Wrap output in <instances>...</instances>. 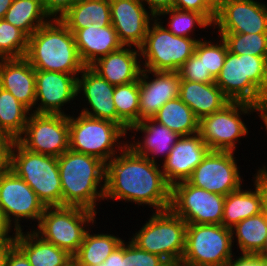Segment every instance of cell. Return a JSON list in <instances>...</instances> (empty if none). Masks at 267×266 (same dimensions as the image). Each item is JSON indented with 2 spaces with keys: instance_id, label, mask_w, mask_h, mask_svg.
Wrapping results in <instances>:
<instances>
[{
  "instance_id": "f907efd6",
  "label": "cell",
  "mask_w": 267,
  "mask_h": 266,
  "mask_svg": "<svg viewBox=\"0 0 267 266\" xmlns=\"http://www.w3.org/2000/svg\"><path fill=\"white\" fill-rule=\"evenodd\" d=\"M12 3L13 0H0V20L4 19L5 14Z\"/></svg>"
},
{
  "instance_id": "b9f144b4",
  "label": "cell",
  "mask_w": 267,
  "mask_h": 266,
  "mask_svg": "<svg viewBox=\"0 0 267 266\" xmlns=\"http://www.w3.org/2000/svg\"><path fill=\"white\" fill-rule=\"evenodd\" d=\"M173 8L198 12L212 25L215 21L216 10L207 2V0H174Z\"/></svg>"
},
{
  "instance_id": "8d00e7d4",
  "label": "cell",
  "mask_w": 267,
  "mask_h": 266,
  "mask_svg": "<svg viewBox=\"0 0 267 266\" xmlns=\"http://www.w3.org/2000/svg\"><path fill=\"white\" fill-rule=\"evenodd\" d=\"M28 36L19 28L0 20V59L25 57Z\"/></svg>"
},
{
  "instance_id": "e575fe53",
  "label": "cell",
  "mask_w": 267,
  "mask_h": 266,
  "mask_svg": "<svg viewBox=\"0 0 267 266\" xmlns=\"http://www.w3.org/2000/svg\"><path fill=\"white\" fill-rule=\"evenodd\" d=\"M113 102L117 115L129 126L139 122V79L125 85H115Z\"/></svg>"
},
{
  "instance_id": "f35d334b",
  "label": "cell",
  "mask_w": 267,
  "mask_h": 266,
  "mask_svg": "<svg viewBox=\"0 0 267 266\" xmlns=\"http://www.w3.org/2000/svg\"><path fill=\"white\" fill-rule=\"evenodd\" d=\"M220 40L221 44H218V42L213 44V42L199 39L195 47V53L203 58L206 71H209L214 79L219 76L228 52L225 41L222 37Z\"/></svg>"
},
{
  "instance_id": "836d02e7",
  "label": "cell",
  "mask_w": 267,
  "mask_h": 266,
  "mask_svg": "<svg viewBox=\"0 0 267 266\" xmlns=\"http://www.w3.org/2000/svg\"><path fill=\"white\" fill-rule=\"evenodd\" d=\"M9 91L0 87V132L14 140L22 136L31 113Z\"/></svg>"
},
{
  "instance_id": "277c9868",
  "label": "cell",
  "mask_w": 267,
  "mask_h": 266,
  "mask_svg": "<svg viewBox=\"0 0 267 266\" xmlns=\"http://www.w3.org/2000/svg\"><path fill=\"white\" fill-rule=\"evenodd\" d=\"M215 83L230 101L259 107L267 101V57L228 51Z\"/></svg>"
},
{
  "instance_id": "484cf974",
  "label": "cell",
  "mask_w": 267,
  "mask_h": 266,
  "mask_svg": "<svg viewBox=\"0 0 267 266\" xmlns=\"http://www.w3.org/2000/svg\"><path fill=\"white\" fill-rule=\"evenodd\" d=\"M129 130L143 132L145 136L142 142L133 141L134 143L127 145L135 153L146 157L154 163H156L157 160H155V157L157 155L159 156V153L160 155L162 154V156L164 155L166 159L172 150V147L180 137L176 132H173L163 124L155 121L153 118L143 119L132 125Z\"/></svg>"
},
{
  "instance_id": "f6af8a7d",
  "label": "cell",
  "mask_w": 267,
  "mask_h": 266,
  "mask_svg": "<svg viewBox=\"0 0 267 266\" xmlns=\"http://www.w3.org/2000/svg\"><path fill=\"white\" fill-rule=\"evenodd\" d=\"M241 256L228 262L227 266H267V260L258 255L240 254Z\"/></svg>"
},
{
  "instance_id": "7dc6e473",
  "label": "cell",
  "mask_w": 267,
  "mask_h": 266,
  "mask_svg": "<svg viewBox=\"0 0 267 266\" xmlns=\"http://www.w3.org/2000/svg\"><path fill=\"white\" fill-rule=\"evenodd\" d=\"M6 266H31L24 253L15 245L8 254Z\"/></svg>"
},
{
  "instance_id": "3957f363",
  "label": "cell",
  "mask_w": 267,
  "mask_h": 266,
  "mask_svg": "<svg viewBox=\"0 0 267 266\" xmlns=\"http://www.w3.org/2000/svg\"><path fill=\"white\" fill-rule=\"evenodd\" d=\"M52 20L28 37L25 58L35 70L78 76L85 65L80 60L74 34L59 19Z\"/></svg>"
},
{
  "instance_id": "bcb514c9",
  "label": "cell",
  "mask_w": 267,
  "mask_h": 266,
  "mask_svg": "<svg viewBox=\"0 0 267 266\" xmlns=\"http://www.w3.org/2000/svg\"><path fill=\"white\" fill-rule=\"evenodd\" d=\"M148 4L150 14L156 18L160 13L173 8L174 0H141Z\"/></svg>"
},
{
  "instance_id": "816d5d0a",
  "label": "cell",
  "mask_w": 267,
  "mask_h": 266,
  "mask_svg": "<svg viewBox=\"0 0 267 266\" xmlns=\"http://www.w3.org/2000/svg\"><path fill=\"white\" fill-rule=\"evenodd\" d=\"M258 112H260L258 114H260L259 116L263 120L267 129V101H265L258 107Z\"/></svg>"
},
{
  "instance_id": "5bb4252c",
  "label": "cell",
  "mask_w": 267,
  "mask_h": 266,
  "mask_svg": "<svg viewBox=\"0 0 267 266\" xmlns=\"http://www.w3.org/2000/svg\"><path fill=\"white\" fill-rule=\"evenodd\" d=\"M45 206L33 189L11 169L0 174V217L10 231L14 217V231H21V219H36L39 223Z\"/></svg>"
},
{
  "instance_id": "ab89813d",
  "label": "cell",
  "mask_w": 267,
  "mask_h": 266,
  "mask_svg": "<svg viewBox=\"0 0 267 266\" xmlns=\"http://www.w3.org/2000/svg\"><path fill=\"white\" fill-rule=\"evenodd\" d=\"M125 244L123 240V266H164L167 263L161 256L142 250L131 241Z\"/></svg>"
},
{
  "instance_id": "44dd1931",
  "label": "cell",
  "mask_w": 267,
  "mask_h": 266,
  "mask_svg": "<svg viewBox=\"0 0 267 266\" xmlns=\"http://www.w3.org/2000/svg\"><path fill=\"white\" fill-rule=\"evenodd\" d=\"M209 151L199 133L180 136L161 167L166 181L171 186L186 181Z\"/></svg>"
},
{
  "instance_id": "4dcf8cb0",
  "label": "cell",
  "mask_w": 267,
  "mask_h": 266,
  "mask_svg": "<svg viewBox=\"0 0 267 266\" xmlns=\"http://www.w3.org/2000/svg\"><path fill=\"white\" fill-rule=\"evenodd\" d=\"M231 231L237 237L241 254L258 255L266 240L267 207L259 214L242 220Z\"/></svg>"
},
{
  "instance_id": "9a60e30c",
  "label": "cell",
  "mask_w": 267,
  "mask_h": 266,
  "mask_svg": "<svg viewBox=\"0 0 267 266\" xmlns=\"http://www.w3.org/2000/svg\"><path fill=\"white\" fill-rule=\"evenodd\" d=\"M233 151L210 150L186 180L212 193L227 196L241 188V176Z\"/></svg>"
},
{
  "instance_id": "7c38bea8",
  "label": "cell",
  "mask_w": 267,
  "mask_h": 266,
  "mask_svg": "<svg viewBox=\"0 0 267 266\" xmlns=\"http://www.w3.org/2000/svg\"><path fill=\"white\" fill-rule=\"evenodd\" d=\"M225 196L181 181L171 186L170 210L187 224L222 225Z\"/></svg>"
},
{
  "instance_id": "7bdbcfd3",
  "label": "cell",
  "mask_w": 267,
  "mask_h": 266,
  "mask_svg": "<svg viewBox=\"0 0 267 266\" xmlns=\"http://www.w3.org/2000/svg\"><path fill=\"white\" fill-rule=\"evenodd\" d=\"M78 1L79 0H41V3L45 12L50 16V19H59Z\"/></svg>"
},
{
  "instance_id": "c3c4849f",
  "label": "cell",
  "mask_w": 267,
  "mask_h": 266,
  "mask_svg": "<svg viewBox=\"0 0 267 266\" xmlns=\"http://www.w3.org/2000/svg\"><path fill=\"white\" fill-rule=\"evenodd\" d=\"M15 246V236L8 234L0 239V266H6L9 252Z\"/></svg>"
},
{
  "instance_id": "d6986e66",
  "label": "cell",
  "mask_w": 267,
  "mask_h": 266,
  "mask_svg": "<svg viewBox=\"0 0 267 266\" xmlns=\"http://www.w3.org/2000/svg\"><path fill=\"white\" fill-rule=\"evenodd\" d=\"M77 78V94L83 91L92 111L83 108L81 113L93 118L108 120L118 124L126 133L129 126L117 115L113 102L115 85L110 84L90 66H85ZM82 90V91H81Z\"/></svg>"
},
{
  "instance_id": "60d3db41",
  "label": "cell",
  "mask_w": 267,
  "mask_h": 266,
  "mask_svg": "<svg viewBox=\"0 0 267 266\" xmlns=\"http://www.w3.org/2000/svg\"><path fill=\"white\" fill-rule=\"evenodd\" d=\"M180 79L192 82L213 83L215 79L209 71H206L203 64V58H200L195 52L177 71Z\"/></svg>"
},
{
  "instance_id": "30bf717a",
  "label": "cell",
  "mask_w": 267,
  "mask_h": 266,
  "mask_svg": "<svg viewBox=\"0 0 267 266\" xmlns=\"http://www.w3.org/2000/svg\"><path fill=\"white\" fill-rule=\"evenodd\" d=\"M234 236L219 224H187L182 261L193 266H227ZM233 256V257H232Z\"/></svg>"
},
{
  "instance_id": "681fc988",
  "label": "cell",
  "mask_w": 267,
  "mask_h": 266,
  "mask_svg": "<svg viewBox=\"0 0 267 266\" xmlns=\"http://www.w3.org/2000/svg\"><path fill=\"white\" fill-rule=\"evenodd\" d=\"M96 266H123V242L105 259Z\"/></svg>"
},
{
  "instance_id": "7a4b0ae2",
  "label": "cell",
  "mask_w": 267,
  "mask_h": 266,
  "mask_svg": "<svg viewBox=\"0 0 267 266\" xmlns=\"http://www.w3.org/2000/svg\"><path fill=\"white\" fill-rule=\"evenodd\" d=\"M58 167L62 206H79L96 213V201L104 198L106 163L69 148L58 157Z\"/></svg>"
},
{
  "instance_id": "4fadbf2b",
  "label": "cell",
  "mask_w": 267,
  "mask_h": 266,
  "mask_svg": "<svg viewBox=\"0 0 267 266\" xmlns=\"http://www.w3.org/2000/svg\"><path fill=\"white\" fill-rule=\"evenodd\" d=\"M22 135L27 150L58 158L69 149V115L31 112Z\"/></svg>"
},
{
  "instance_id": "8992f818",
  "label": "cell",
  "mask_w": 267,
  "mask_h": 266,
  "mask_svg": "<svg viewBox=\"0 0 267 266\" xmlns=\"http://www.w3.org/2000/svg\"><path fill=\"white\" fill-rule=\"evenodd\" d=\"M95 218L94 211L79 206L45 207L34 232L74 256L88 231L84 225H93Z\"/></svg>"
},
{
  "instance_id": "ac0fdd59",
  "label": "cell",
  "mask_w": 267,
  "mask_h": 266,
  "mask_svg": "<svg viewBox=\"0 0 267 266\" xmlns=\"http://www.w3.org/2000/svg\"><path fill=\"white\" fill-rule=\"evenodd\" d=\"M144 6L141 0H110L111 23L123 46L136 49L144 43L150 20H154Z\"/></svg>"
},
{
  "instance_id": "f5cc1de1",
  "label": "cell",
  "mask_w": 267,
  "mask_h": 266,
  "mask_svg": "<svg viewBox=\"0 0 267 266\" xmlns=\"http://www.w3.org/2000/svg\"><path fill=\"white\" fill-rule=\"evenodd\" d=\"M164 266H193V265L180 260V261L167 262Z\"/></svg>"
},
{
  "instance_id": "52a82bcc",
  "label": "cell",
  "mask_w": 267,
  "mask_h": 266,
  "mask_svg": "<svg viewBox=\"0 0 267 266\" xmlns=\"http://www.w3.org/2000/svg\"><path fill=\"white\" fill-rule=\"evenodd\" d=\"M186 227V221L170 209L155 211L131 242L167 262L180 261L185 252Z\"/></svg>"
},
{
  "instance_id": "ba28073f",
  "label": "cell",
  "mask_w": 267,
  "mask_h": 266,
  "mask_svg": "<svg viewBox=\"0 0 267 266\" xmlns=\"http://www.w3.org/2000/svg\"><path fill=\"white\" fill-rule=\"evenodd\" d=\"M123 136L126 132L114 122L82 113L76 118L69 115V148L73 151L95 156L107 163L117 154L115 146L120 150L127 145L118 143Z\"/></svg>"
},
{
  "instance_id": "7402d4cb",
  "label": "cell",
  "mask_w": 267,
  "mask_h": 266,
  "mask_svg": "<svg viewBox=\"0 0 267 266\" xmlns=\"http://www.w3.org/2000/svg\"><path fill=\"white\" fill-rule=\"evenodd\" d=\"M254 176L255 190H243L225 196L222 225L233 228L242 220L259 214L267 207V169H259Z\"/></svg>"
},
{
  "instance_id": "74e56055",
  "label": "cell",
  "mask_w": 267,
  "mask_h": 266,
  "mask_svg": "<svg viewBox=\"0 0 267 266\" xmlns=\"http://www.w3.org/2000/svg\"><path fill=\"white\" fill-rule=\"evenodd\" d=\"M168 14L170 15V20L168 22L169 27L166 29L175 36L192 38L189 35V32L194 30V26L196 27V25H198L199 28L212 26V24L202 14L195 11L172 8L160 13L158 16L160 17L161 15Z\"/></svg>"
},
{
  "instance_id": "6da1fadb",
  "label": "cell",
  "mask_w": 267,
  "mask_h": 266,
  "mask_svg": "<svg viewBox=\"0 0 267 266\" xmlns=\"http://www.w3.org/2000/svg\"><path fill=\"white\" fill-rule=\"evenodd\" d=\"M119 153L106 163L104 199L148 204L155 211L168 210L171 185L157 162L138 155L128 145Z\"/></svg>"
},
{
  "instance_id": "e0dca14e",
  "label": "cell",
  "mask_w": 267,
  "mask_h": 266,
  "mask_svg": "<svg viewBox=\"0 0 267 266\" xmlns=\"http://www.w3.org/2000/svg\"><path fill=\"white\" fill-rule=\"evenodd\" d=\"M77 78L67 73L35 70V106L39 100L41 103L33 112L66 115L61 107L78 96Z\"/></svg>"
},
{
  "instance_id": "603a6c76",
  "label": "cell",
  "mask_w": 267,
  "mask_h": 266,
  "mask_svg": "<svg viewBox=\"0 0 267 266\" xmlns=\"http://www.w3.org/2000/svg\"><path fill=\"white\" fill-rule=\"evenodd\" d=\"M0 87L29 110L35 107V69L25 57L0 59Z\"/></svg>"
},
{
  "instance_id": "8fae6325",
  "label": "cell",
  "mask_w": 267,
  "mask_h": 266,
  "mask_svg": "<svg viewBox=\"0 0 267 266\" xmlns=\"http://www.w3.org/2000/svg\"><path fill=\"white\" fill-rule=\"evenodd\" d=\"M253 111H258L253 104L230 101L221 110L201 118L198 133L210 150L234 152L237 140L248 134L240 115Z\"/></svg>"
},
{
  "instance_id": "5b68a950",
  "label": "cell",
  "mask_w": 267,
  "mask_h": 266,
  "mask_svg": "<svg viewBox=\"0 0 267 266\" xmlns=\"http://www.w3.org/2000/svg\"><path fill=\"white\" fill-rule=\"evenodd\" d=\"M10 169L33 189L45 207L62 206L57 157L29 151L15 140L11 149Z\"/></svg>"
},
{
  "instance_id": "f1b7e54d",
  "label": "cell",
  "mask_w": 267,
  "mask_h": 266,
  "mask_svg": "<svg viewBox=\"0 0 267 266\" xmlns=\"http://www.w3.org/2000/svg\"><path fill=\"white\" fill-rule=\"evenodd\" d=\"M59 20L68 29L111 25L110 0H79Z\"/></svg>"
},
{
  "instance_id": "11a10c76",
  "label": "cell",
  "mask_w": 267,
  "mask_h": 266,
  "mask_svg": "<svg viewBox=\"0 0 267 266\" xmlns=\"http://www.w3.org/2000/svg\"><path fill=\"white\" fill-rule=\"evenodd\" d=\"M10 231L4 225L0 217V239H2L5 235H7Z\"/></svg>"
},
{
  "instance_id": "db71d44e",
  "label": "cell",
  "mask_w": 267,
  "mask_h": 266,
  "mask_svg": "<svg viewBox=\"0 0 267 266\" xmlns=\"http://www.w3.org/2000/svg\"><path fill=\"white\" fill-rule=\"evenodd\" d=\"M226 0H207V2L217 10Z\"/></svg>"
},
{
  "instance_id": "83f0119b",
  "label": "cell",
  "mask_w": 267,
  "mask_h": 266,
  "mask_svg": "<svg viewBox=\"0 0 267 266\" xmlns=\"http://www.w3.org/2000/svg\"><path fill=\"white\" fill-rule=\"evenodd\" d=\"M15 245L24 253L31 266H73V256L44 241L34 231L15 232Z\"/></svg>"
},
{
  "instance_id": "cb8c5ba5",
  "label": "cell",
  "mask_w": 267,
  "mask_h": 266,
  "mask_svg": "<svg viewBox=\"0 0 267 266\" xmlns=\"http://www.w3.org/2000/svg\"><path fill=\"white\" fill-rule=\"evenodd\" d=\"M137 56H140L139 48L131 50L130 46H122L100 57L90 67L110 84L125 85L139 79L142 66Z\"/></svg>"
},
{
  "instance_id": "4316f807",
  "label": "cell",
  "mask_w": 267,
  "mask_h": 266,
  "mask_svg": "<svg viewBox=\"0 0 267 266\" xmlns=\"http://www.w3.org/2000/svg\"><path fill=\"white\" fill-rule=\"evenodd\" d=\"M180 99L201 118L221 110L230 100L213 83L180 81Z\"/></svg>"
},
{
  "instance_id": "9c48e42d",
  "label": "cell",
  "mask_w": 267,
  "mask_h": 266,
  "mask_svg": "<svg viewBox=\"0 0 267 266\" xmlns=\"http://www.w3.org/2000/svg\"><path fill=\"white\" fill-rule=\"evenodd\" d=\"M157 18V19H156ZM149 25L144 43L139 48L144 67L150 71L177 72L195 52L198 39L175 36L163 27L158 17Z\"/></svg>"
},
{
  "instance_id": "f546056e",
  "label": "cell",
  "mask_w": 267,
  "mask_h": 266,
  "mask_svg": "<svg viewBox=\"0 0 267 266\" xmlns=\"http://www.w3.org/2000/svg\"><path fill=\"white\" fill-rule=\"evenodd\" d=\"M152 118L179 136L199 132V119L180 97L167 101Z\"/></svg>"
},
{
  "instance_id": "1f68e13d",
  "label": "cell",
  "mask_w": 267,
  "mask_h": 266,
  "mask_svg": "<svg viewBox=\"0 0 267 266\" xmlns=\"http://www.w3.org/2000/svg\"><path fill=\"white\" fill-rule=\"evenodd\" d=\"M48 17L41 0H13L4 19L30 37L51 20Z\"/></svg>"
},
{
  "instance_id": "9f6ffc18",
  "label": "cell",
  "mask_w": 267,
  "mask_h": 266,
  "mask_svg": "<svg viewBox=\"0 0 267 266\" xmlns=\"http://www.w3.org/2000/svg\"><path fill=\"white\" fill-rule=\"evenodd\" d=\"M258 256H260L263 259L267 260V233H266V240H265V243H264L263 250L258 254Z\"/></svg>"
},
{
  "instance_id": "d4e9b609",
  "label": "cell",
  "mask_w": 267,
  "mask_h": 266,
  "mask_svg": "<svg viewBox=\"0 0 267 266\" xmlns=\"http://www.w3.org/2000/svg\"><path fill=\"white\" fill-rule=\"evenodd\" d=\"M69 30L74 34L80 60L85 66H90L100 57L123 46L112 24L102 28L86 27Z\"/></svg>"
},
{
  "instance_id": "2e32d148",
  "label": "cell",
  "mask_w": 267,
  "mask_h": 266,
  "mask_svg": "<svg viewBox=\"0 0 267 266\" xmlns=\"http://www.w3.org/2000/svg\"><path fill=\"white\" fill-rule=\"evenodd\" d=\"M219 33H267V6L254 0H226L213 23Z\"/></svg>"
},
{
  "instance_id": "d6a6232c",
  "label": "cell",
  "mask_w": 267,
  "mask_h": 266,
  "mask_svg": "<svg viewBox=\"0 0 267 266\" xmlns=\"http://www.w3.org/2000/svg\"><path fill=\"white\" fill-rule=\"evenodd\" d=\"M123 240L111 234H90L86 232L77 253L73 256V266H96L118 247Z\"/></svg>"
},
{
  "instance_id": "ee69618b",
  "label": "cell",
  "mask_w": 267,
  "mask_h": 266,
  "mask_svg": "<svg viewBox=\"0 0 267 266\" xmlns=\"http://www.w3.org/2000/svg\"><path fill=\"white\" fill-rule=\"evenodd\" d=\"M14 142L10 135L0 132V174L10 170L11 149Z\"/></svg>"
},
{
  "instance_id": "ffe728a7",
  "label": "cell",
  "mask_w": 267,
  "mask_h": 266,
  "mask_svg": "<svg viewBox=\"0 0 267 266\" xmlns=\"http://www.w3.org/2000/svg\"><path fill=\"white\" fill-rule=\"evenodd\" d=\"M148 73H153L151 81L146 80L149 79ZM180 81L178 72L142 69L139 76V122L152 118L167 101L180 97Z\"/></svg>"
},
{
  "instance_id": "d590c367",
  "label": "cell",
  "mask_w": 267,
  "mask_h": 266,
  "mask_svg": "<svg viewBox=\"0 0 267 266\" xmlns=\"http://www.w3.org/2000/svg\"><path fill=\"white\" fill-rule=\"evenodd\" d=\"M219 36L233 54L267 57V33H219Z\"/></svg>"
}]
</instances>
